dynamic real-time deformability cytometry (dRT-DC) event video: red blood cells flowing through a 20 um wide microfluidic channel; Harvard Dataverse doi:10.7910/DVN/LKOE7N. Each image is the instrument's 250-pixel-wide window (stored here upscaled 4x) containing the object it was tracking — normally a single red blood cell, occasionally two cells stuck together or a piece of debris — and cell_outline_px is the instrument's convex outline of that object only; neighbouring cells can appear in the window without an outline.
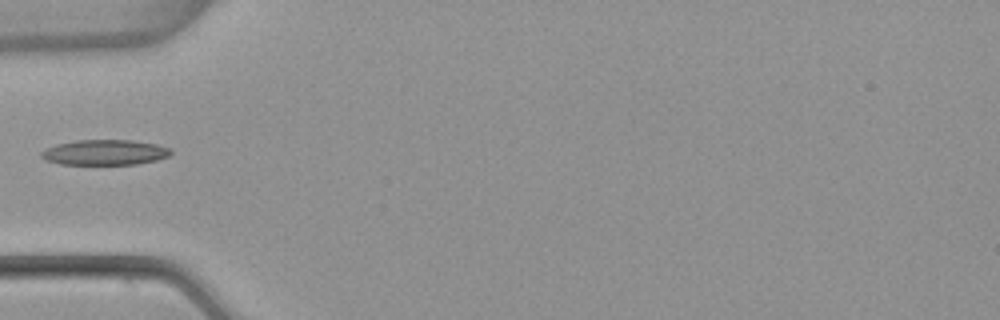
{"species": "common noctule bat (a hibernating species)", "species_latin": "Nyctalus noctula", "temperature_condition": "warm", "stored_images_in_passage": 5, "camera_frame_rate_fps": 3000, "um_per_image_px": 0.085, "animal": {"sex": "female", "body_mass_g": 22.7, "forearm_length_mm": 54.2}, "frame": {"image": 1, "passage_image": 5, "time_ms": 1.333, "image_size_px": [1000, 320], "cell_outline_px": [[172, 152], [168, 156], [156, 160], [136, 164], [60, 164], [48, 160], [40, 156], [40, 152], [56, 144], [76, 140], [132, 140], [156, 144], [172, 148]], "centroid_in_image_um": [8.93, 12.94], "position_along_channel_um": 76.1, "area_um2": 19.02}}